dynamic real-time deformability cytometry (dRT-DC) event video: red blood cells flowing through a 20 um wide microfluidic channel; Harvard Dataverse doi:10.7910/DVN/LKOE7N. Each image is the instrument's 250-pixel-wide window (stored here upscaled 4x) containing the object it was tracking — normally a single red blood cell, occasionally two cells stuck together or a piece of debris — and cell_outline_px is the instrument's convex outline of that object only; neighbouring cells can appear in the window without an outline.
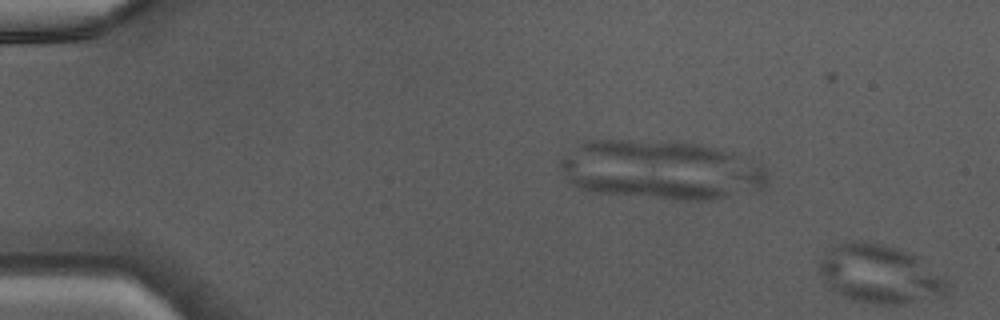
{"species": "Egyptian fruit bat (a non-hibernating species)", "species_latin": "Rousettus aegyptiacus", "temperature_condition": "warm", "stored_images_in_passage": 8, "camera_frame_rate_fps": 3000, "um_per_image_px": 0.085, "animal": {"sex": "male"}, "frame": {"image": 1, "passage_image": 8, "time_ms": 2.333, "image_size_px": [1000, 320], "cell_outline_px": [[952, 284], [948, 292], [944, 296], [904, 304], [880, 304], [856, 300], [844, 296], [836, 292], [832, 288], [820, 272], [820, 260], [832, 244], [844, 240], [868, 240], [900, 248], [920, 256], [948, 280]], "centroid_in_image_um": [74.86, 23.25], "position_along_channel_um": 10.1, "area_um2": 44.45}}